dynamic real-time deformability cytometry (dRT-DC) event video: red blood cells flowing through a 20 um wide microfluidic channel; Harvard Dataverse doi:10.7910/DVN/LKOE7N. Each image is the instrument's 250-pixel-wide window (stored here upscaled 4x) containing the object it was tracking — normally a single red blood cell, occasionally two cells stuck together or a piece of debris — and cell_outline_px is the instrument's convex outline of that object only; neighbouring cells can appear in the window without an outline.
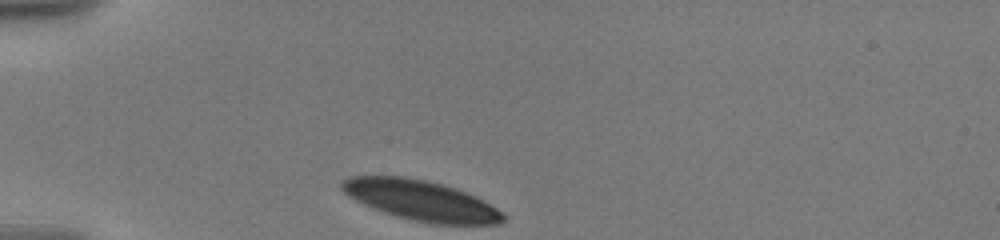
{"species": "human", "species_latin": "Homo sapiens", "temperature_condition": "warm", "stored_images_in_passage": 26, "camera_frame_rate_fps": 3000, "um_per_image_px": 0.085, "donor": {"sex": "male"}, "frame": {"image": 1, "passage_image": 1, "time_ms": 0.0, "image_size_px": [1000, 240], "cell_outline_px": [[504, 220], [500, 224], [432, 224], [412, 220], [396, 216], [372, 208], [348, 196], [340, 188], [340, 180], [348, 176], [404, 176], [428, 180], [456, 188], [476, 196], [496, 208], [504, 216]], "centroid_in_image_um": [35.74, 17.02], "position_along_channel_um": 49.3, "area_um2": 37.86}}
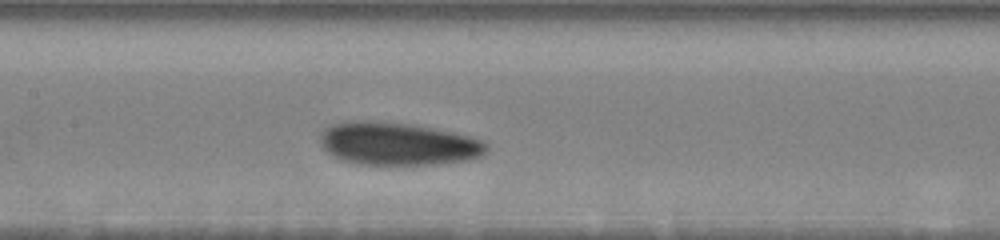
{"frame": {"image": 2, "passage_image": 14, "time_ms": 4.333, "image_size_px": [1000, 240], "cell_outline_px": [[488, 152], [480, 156], [468, 160], [436, 164], [356, 164], [340, 160], [332, 156], [320, 148], [320, 132], [324, 128], [332, 124], [344, 120], [372, 120], [412, 124], [472, 136], [484, 140], [488, 144]], "centroid_in_image_um": [33.77, 12.21], "position_along_channel_um": 173.6, "area_um2": 42.31}}
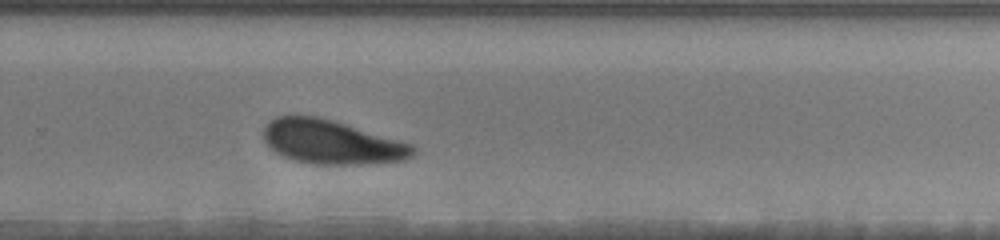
{"frame": {"image": 3, "passage_image": 26, "time_ms": 8.0, "image_size_px": [1000, 240], "cell_outline_px": [[416, 152], [412, 156], [404, 160], [360, 164], [316, 164], [296, 160], [284, 156], [276, 152], [264, 140], [264, 128], [276, 116], [316, 116], [332, 120], [400, 140], [412, 144], [416, 148]], "centroid_in_image_um": [28.22, 12.08], "position_along_channel_um": 301.6, "area_um2": 37.74}}